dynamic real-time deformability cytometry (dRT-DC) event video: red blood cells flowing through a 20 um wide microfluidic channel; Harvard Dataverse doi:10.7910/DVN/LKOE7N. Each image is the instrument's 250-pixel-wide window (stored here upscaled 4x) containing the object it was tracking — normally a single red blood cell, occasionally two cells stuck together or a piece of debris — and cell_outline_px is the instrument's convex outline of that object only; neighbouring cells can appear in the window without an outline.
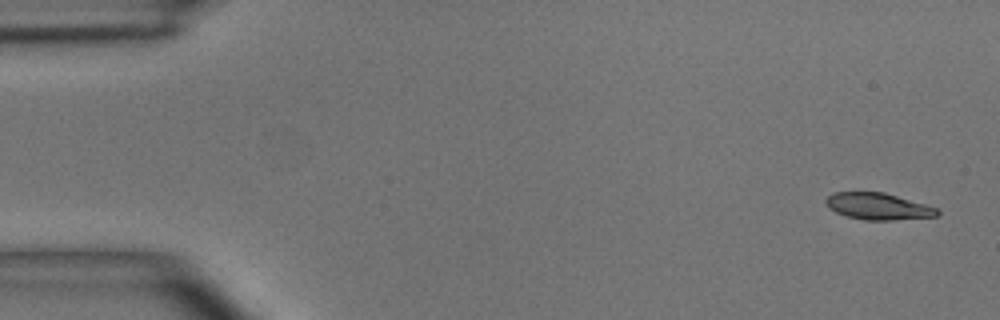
{"species": "common noctule bat (a hibernating species)", "species_latin": "Nyctalus noctula", "temperature_condition": "room temperature", "stored_images_in_passage": 6, "camera_frame_rate_fps": 3000, "um_per_image_px": 0.085, "animal": {"sex": "male", "body_mass_g": 15.6}, "frame": {"image": 1, "passage_image": 1, "time_ms": 0.0, "image_size_px": [1000, 320], "cell_outline_px": [[940, 212], [936, 216], [892, 220], [864, 220], [848, 216], [836, 212], [828, 208], [824, 200], [832, 192], [884, 192], [940, 208]], "centroid_in_image_um": [74.65, 17.53], "position_along_channel_um": 10.4, "area_um2": 17.4}}
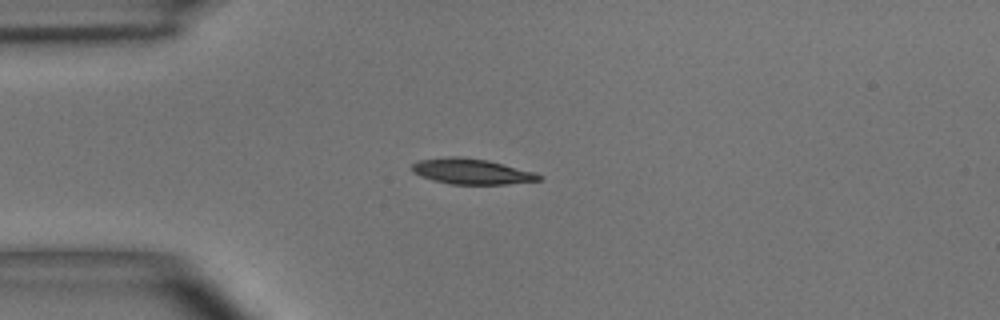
{"frame": {"image": 2, "passage_image": 4, "time_ms": 3.667, "image_size_px": [1000, 320], "cell_outline_px": [[544, 176], [540, 180], [508, 184], [448, 184], [432, 180], [420, 176], [412, 172], [412, 164], [416, 160], [448, 156], [460, 156], [488, 160], [536, 172]], "centroid_in_image_um": [40.07, 14.56], "position_along_channel_um": 44.9, "area_um2": 19.19}}
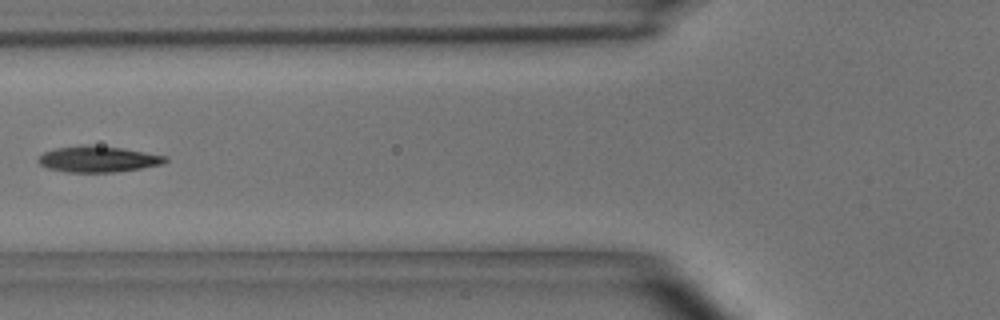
{"frame": {"image": 3, "passage_image": 6, "time_ms": 6.0, "image_size_px": [1000, 320], "cell_outline_px": [[168, 160], [164, 164], [140, 168], [112, 172], [68, 172], [48, 168], [40, 164], [40, 156], [44, 152], [56, 148], [80, 144], [88, 144], [120, 148], [168, 156]], "centroid_in_image_um": [8.36, 13.51], "position_along_channel_um": 117.4, "area_um2": 19.13}}